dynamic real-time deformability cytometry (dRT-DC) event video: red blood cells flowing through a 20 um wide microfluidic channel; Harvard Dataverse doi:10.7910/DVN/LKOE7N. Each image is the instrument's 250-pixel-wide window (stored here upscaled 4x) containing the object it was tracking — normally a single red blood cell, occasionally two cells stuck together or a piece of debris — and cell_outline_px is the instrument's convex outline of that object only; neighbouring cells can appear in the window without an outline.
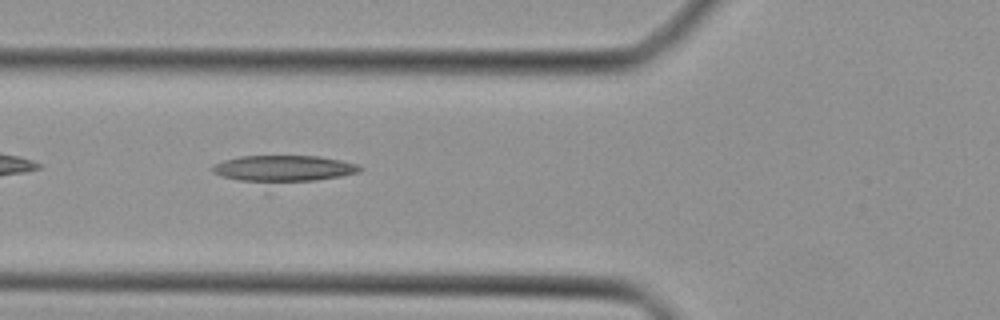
{"species": "Egyptian fruit bat (a non-hibernating species)", "species_latin": "Rousettus aegyptiacus", "temperature_condition": "cold", "stored_images_in_passage": 27, "camera_frame_rate_fps": 3000, "um_per_image_px": 0.085, "animal": {"sex": "female"}, "frame": {"image": 1, "passage_image": 4, "time_ms": 1.0, "image_size_px": [1000, 320], "cell_outline_px": [[364, 168], [360, 172], [340, 176], [316, 180], [240, 180], [220, 176], [212, 172], [212, 164], [224, 160], [240, 156], [316, 156], [340, 160], [356, 164]], "centroid_in_image_um": [24.1, 14.29], "position_along_channel_um": 101.7, "area_um2": 21.85}}
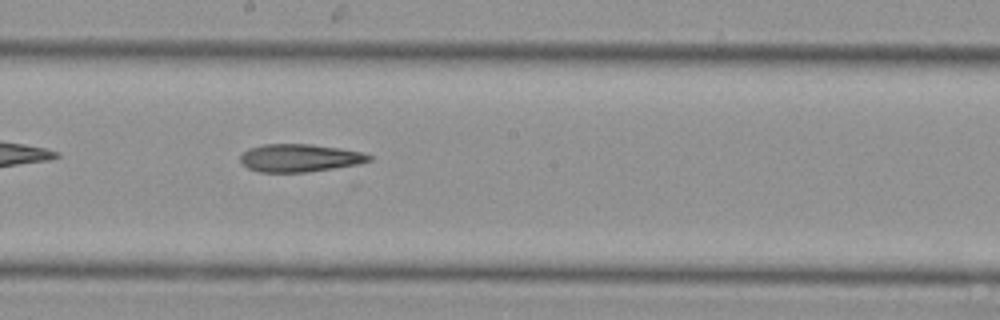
{"frame": {"image": 2, "passage_image": 12, "time_ms": 3.667, "image_size_px": [1000, 320], "cell_outline_px": [[372, 160], [360, 164], [304, 172], [260, 172], [248, 168], [240, 160], [240, 156], [248, 148], [264, 144], [312, 144], [340, 148], [360, 152], [372, 156]], "centroid_in_image_um": [25.47, 13.42], "position_along_channel_um": 222.7, "area_um2": 20.75}}
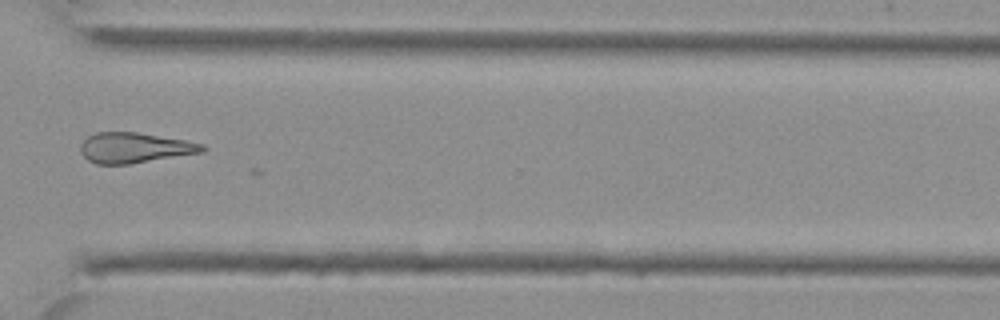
{"frame": {"image": 3, "passage_image": 21, "time_ms": 6.667, "image_size_px": [1000, 320], "cell_outline_px": [[208, 148], [204, 152], [128, 164], [96, 164], [88, 160], [80, 152], [80, 144], [88, 136], [96, 132], [136, 132], [184, 140], [204, 144]], "centroid_in_image_um": [11.44, 12.56], "position_along_channel_um": 359.2, "area_um2": 21.5}}